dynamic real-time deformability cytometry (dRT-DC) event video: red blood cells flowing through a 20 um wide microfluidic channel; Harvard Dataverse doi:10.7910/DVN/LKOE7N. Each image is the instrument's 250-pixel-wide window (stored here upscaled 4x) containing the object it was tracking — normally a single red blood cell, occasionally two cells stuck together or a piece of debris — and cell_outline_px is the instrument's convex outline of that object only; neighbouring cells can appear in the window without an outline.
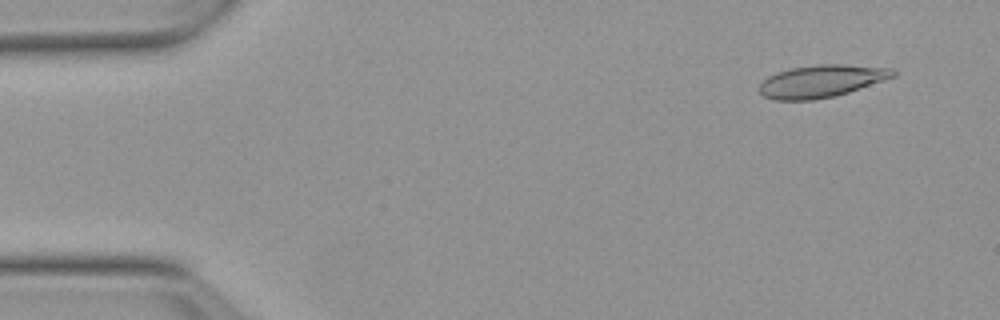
{"species": "Egyptian fruit bat (a non-hibernating species)", "species_latin": "Rousettus aegyptiacus", "temperature_condition": "warm", "stored_images_in_passage": 53, "camera_frame_rate_fps": 3000, "um_per_image_px": 0.085, "animal": {"sex": "female"}, "frame": {"image": 1, "passage_image": 4, "time_ms": 1.0, "image_size_px": [1000, 320], "cell_outline_px": [[896, 76], [836, 96], [812, 100], [776, 100], [764, 96], [756, 88], [768, 76], [776, 72], [792, 68], [816, 64], [844, 64], [892, 68], [896, 72]], "centroid_in_image_um": [69.8, 6.89], "position_along_channel_um": 15.2, "area_um2": 25.32}}
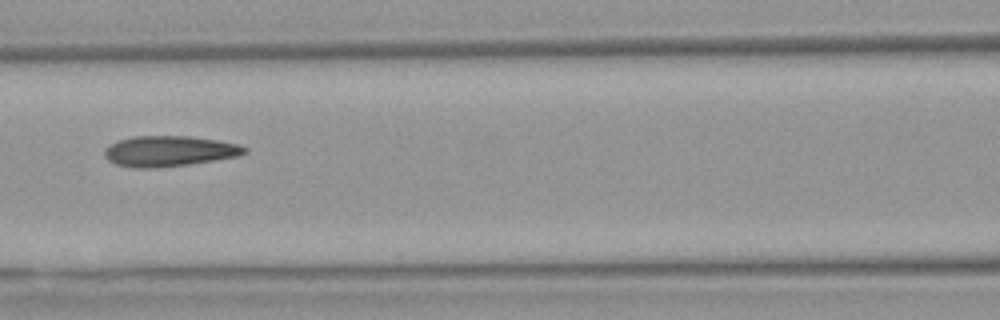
{"frame": {"image": 2, "passage_image": 23, "time_ms": 7.333, "image_size_px": [1000, 320], "cell_outline_px": [[248, 152], [240, 156], [188, 164], [156, 168], [132, 168], [116, 164], [108, 160], [104, 156], [104, 148], [120, 140], [132, 136], [188, 136], [216, 140], [240, 144], [248, 148]], "centroid_in_image_um": [14.4, 12.85], "position_along_channel_um": 152.2, "area_um2": 25.03}}
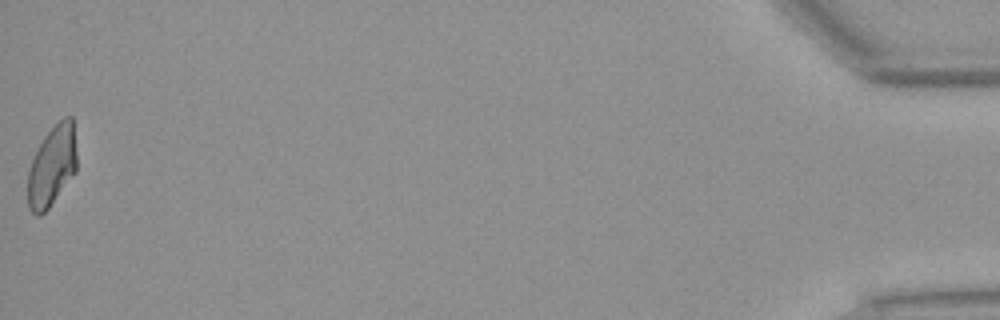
{"frame": {"image": 3, "passage_image": 53, "time_ms": 17.333, "image_size_px": [1000, 320], "cell_outline_px": [[76, 172], [48, 208], [40, 216], [36, 216], [28, 208], [28, 172], [32, 160], [44, 136], [64, 116], [72, 116], [76, 152]], "centroid_in_image_um": [4.42, 14.13], "position_along_channel_um": 430.8, "area_um2": 22.77}, "authors_computed_cell_mechanics": {"area_um2": 24.3338, "velocity_mm_per_s": 3.8085, "shape_relaxation_time_tau1_ms": null, "shape_relaxation_time_tau2_ms": 2.6886, "deformation_change_tau1": null, "deformation_change_tau2": 0.1066}}